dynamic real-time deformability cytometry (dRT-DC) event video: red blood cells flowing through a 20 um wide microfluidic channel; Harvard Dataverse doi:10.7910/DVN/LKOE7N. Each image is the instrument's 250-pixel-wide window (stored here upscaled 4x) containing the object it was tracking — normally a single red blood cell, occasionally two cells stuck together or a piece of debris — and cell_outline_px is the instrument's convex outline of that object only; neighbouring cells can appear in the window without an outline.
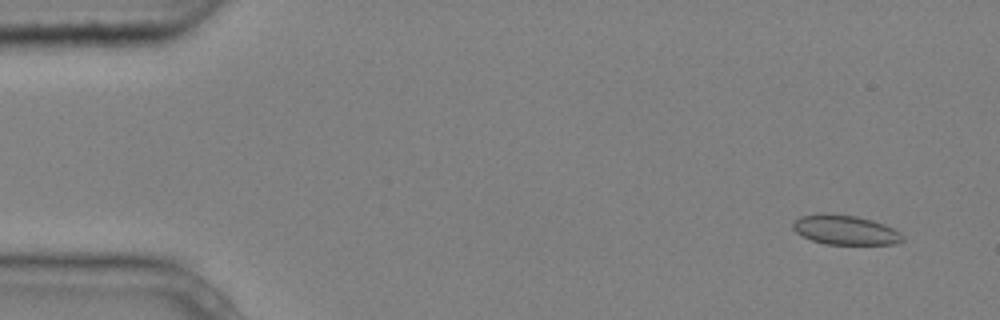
{"species": "common noctule bat (a hibernating species)", "species_latin": "Nyctalus noctula", "temperature_condition": "cold", "stored_images_in_passage": 5, "camera_frame_rate_fps": 3000, "um_per_image_px": 0.085, "animal": {"sex": "male", "body_mass_g": 20.4}, "frame": {"image": 1, "passage_image": 1, "time_ms": 0.0, "image_size_px": [1000, 320], "cell_outline_px": [[904, 240], [896, 244], [824, 244], [812, 240], [796, 232], [792, 228], [792, 224], [800, 216], [824, 212], [856, 216], [872, 220], [884, 224], [900, 232], [904, 236]], "centroid_in_image_um": [71.85, 19.54], "position_along_channel_um": 13.2, "area_um2": 18.96}}
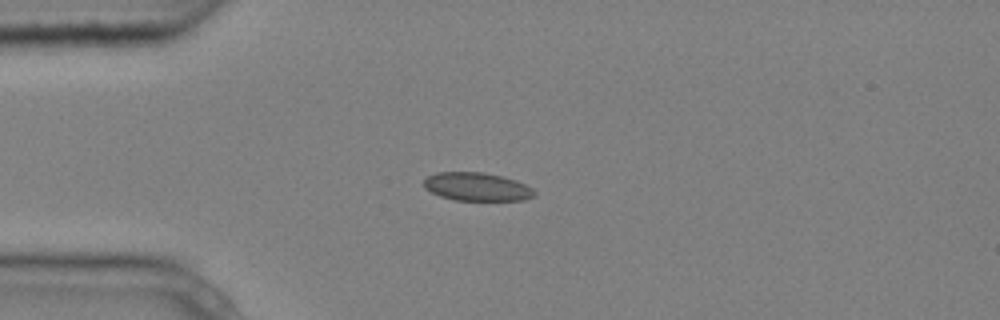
{"frame": {"image": 2, "passage_image": 4, "time_ms": 1.0, "image_size_px": [1000, 320], "cell_outline_px": [[536, 196], [524, 200], [456, 200], [440, 196], [424, 188], [424, 180], [428, 176], [436, 172], [484, 172], [516, 180], [532, 188], [536, 192]], "centroid_in_image_um": [40.55, 15.87], "position_along_channel_um": 44.5, "area_um2": 18.21}}
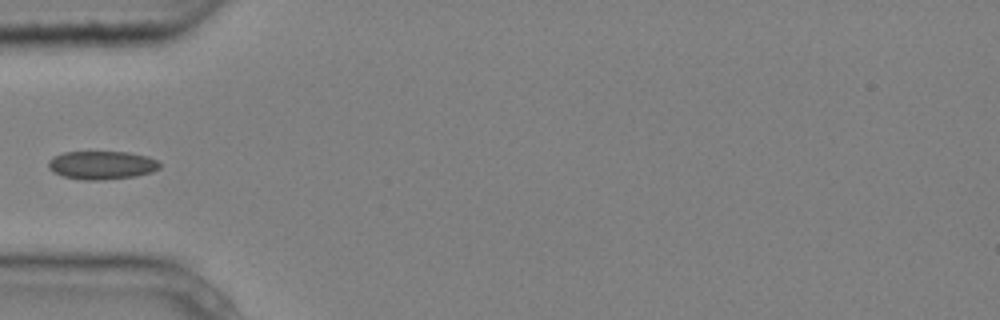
{"frame": {"image": 3, "passage_image": 5, "time_ms": 1.333, "image_size_px": [1000, 320], "cell_outline_px": [[160, 168], [152, 172], [136, 176], [100, 180], [84, 180], [64, 176], [52, 172], [48, 168], [48, 160], [52, 156], [64, 152], [128, 152], [148, 156], [156, 160], [160, 164]], "centroid_in_image_um": [8.63, 14.03], "position_along_channel_um": 76.4, "area_um2": 18.5}}